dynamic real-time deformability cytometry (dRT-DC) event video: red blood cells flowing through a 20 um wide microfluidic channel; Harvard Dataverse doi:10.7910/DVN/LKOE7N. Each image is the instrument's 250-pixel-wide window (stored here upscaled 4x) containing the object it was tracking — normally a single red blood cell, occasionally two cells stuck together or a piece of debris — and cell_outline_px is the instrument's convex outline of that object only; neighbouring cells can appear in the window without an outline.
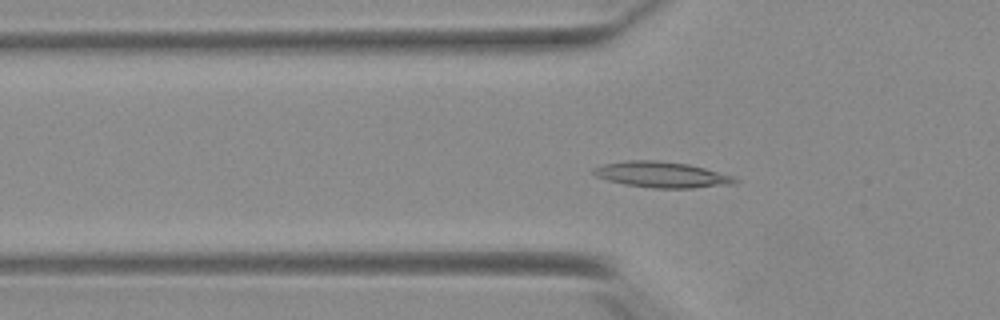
{"species": "Egyptian fruit bat (a non-hibernating species)", "species_latin": "Rousettus aegyptiacus", "temperature_condition": "warm", "stored_images_in_passage": 53, "camera_frame_rate_fps": 3000, "um_per_image_px": 0.085, "animal": {"sex": "female"}, "frame": {"image": 1, "passage_image": 18, "time_ms": 5.667, "image_size_px": [1000, 320], "cell_outline_px": [[740, 180], [736, 184], [692, 188], [652, 188], [624, 184], [608, 180], [596, 176], [592, 172], [596, 168], [604, 164], [632, 160], [652, 160], [688, 164], [704, 168], [732, 176]], "centroid_in_image_um": [56.29, 14.86], "position_along_channel_um": 69.5, "area_um2": 21.04}}
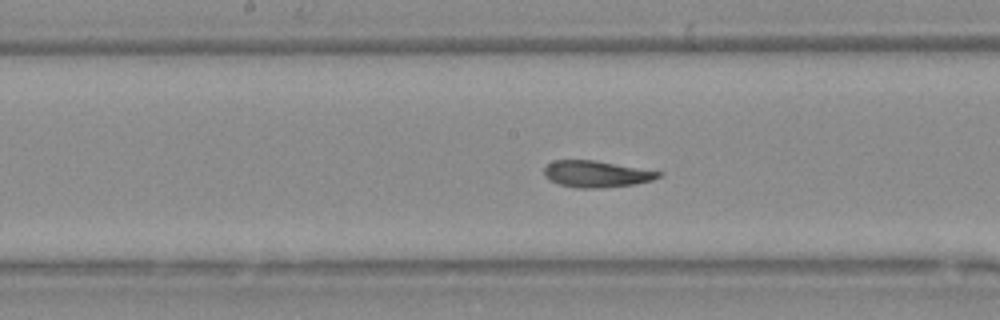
{"frame": {"image": 2, "passage_image": 28, "time_ms": 9.0, "image_size_px": [1000, 320], "cell_outline_px": [[664, 176], [652, 180], [632, 184], [600, 188], [576, 188], [560, 184], [544, 176], [544, 168], [552, 160], [592, 160], [664, 172]], "centroid_in_image_um": [50.71, 14.78], "position_along_channel_um": 197.5, "area_um2": 17.57}}
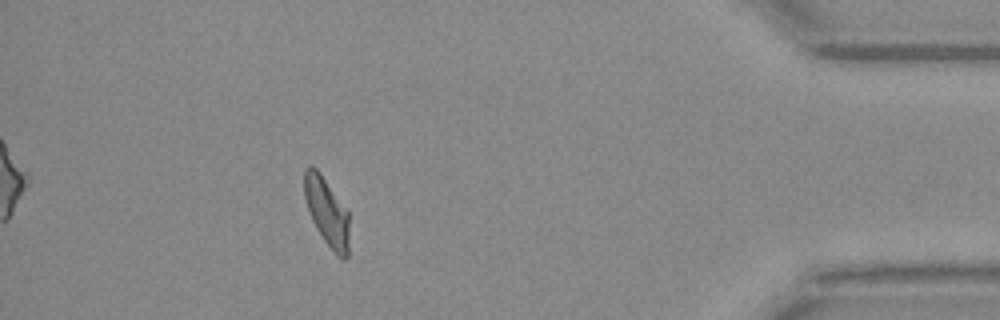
{"frame": {"image": 3, "passage_image": 48, "time_ms": 15.667, "image_size_px": [1000, 320], "cell_outline_px": [[348, 256], [344, 260], [336, 256], [324, 240], [316, 228], [312, 220], [304, 196], [304, 172], [312, 164], [320, 172], [348, 212]], "centroid_in_image_um": [27.78, 18.03], "position_along_channel_um": 407.4, "area_um2": 17.63}, "authors_computed_cell_mechanics": {"area_um2": 18.4382, "velocity_mm_per_s": 3.8559, "shape_relaxation_time_tau1_ms": null, "shape_relaxation_time_tau2_ms": 2.1817, "deformation_change_tau1": null, "deformation_change_tau2": 0.0723}}